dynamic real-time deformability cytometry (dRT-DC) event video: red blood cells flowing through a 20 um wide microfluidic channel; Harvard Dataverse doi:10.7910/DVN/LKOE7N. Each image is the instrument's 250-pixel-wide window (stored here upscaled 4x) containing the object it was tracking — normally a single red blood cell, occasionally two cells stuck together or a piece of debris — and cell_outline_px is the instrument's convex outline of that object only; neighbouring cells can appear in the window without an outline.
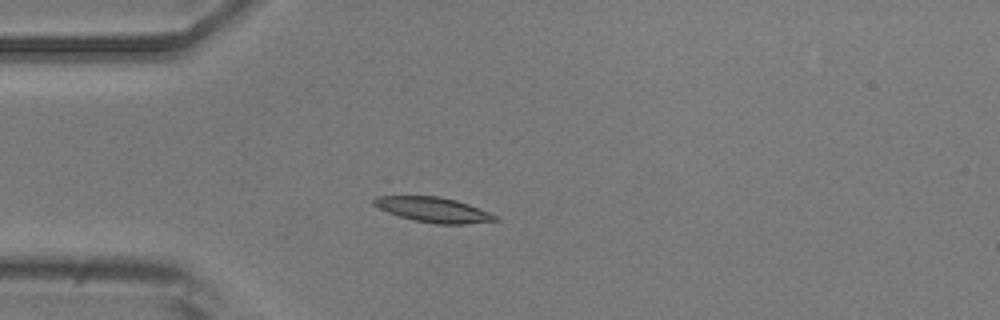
{"species": "common noctule bat (a hibernating species)", "species_latin": "Nyctalus noctula", "temperature_condition": "room temperature", "stored_images_in_passage": 4, "camera_frame_rate_fps": 3000, "um_per_image_px": 0.085, "animal": {"sex": "male", "body_mass_g": 20.5, "forearm_length_mm": 52.5}, "frame": {"image": 1, "passage_image": 4, "time_ms": 3.333, "image_size_px": [1000, 320], "cell_outline_px": [[500, 220], [464, 224], [436, 224], [416, 220], [400, 216], [388, 212], [372, 204], [372, 200], [376, 196], [440, 196], [456, 200], [468, 204], [500, 216]], "centroid_in_image_um": [36.88, 17.82], "position_along_channel_um": 48.1, "area_um2": 17.63}}